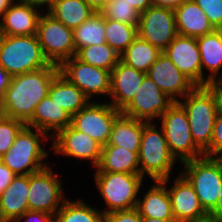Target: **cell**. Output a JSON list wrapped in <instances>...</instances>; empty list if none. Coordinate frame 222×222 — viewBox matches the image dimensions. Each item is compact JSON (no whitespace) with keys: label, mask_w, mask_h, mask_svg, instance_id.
Listing matches in <instances>:
<instances>
[{"label":"cell","mask_w":222,"mask_h":222,"mask_svg":"<svg viewBox=\"0 0 222 222\" xmlns=\"http://www.w3.org/2000/svg\"><path fill=\"white\" fill-rule=\"evenodd\" d=\"M59 72V66L50 64L36 71L13 76L4 92L0 114L26 124L38 103L48 95L50 85Z\"/></svg>","instance_id":"cell-1"},{"label":"cell","mask_w":222,"mask_h":222,"mask_svg":"<svg viewBox=\"0 0 222 222\" xmlns=\"http://www.w3.org/2000/svg\"><path fill=\"white\" fill-rule=\"evenodd\" d=\"M50 65L37 35H0V66L12 77Z\"/></svg>","instance_id":"cell-2"},{"label":"cell","mask_w":222,"mask_h":222,"mask_svg":"<svg viewBox=\"0 0 222 222\" xmlns=\"http://www.w3.org/2000/svg\"><path fill=\"white\" fill-rule=\"evenodd\" d=\"M48 136L39 129L25 125L17 135L13 145L0 157V160L15 175L36 173L48 166L43 160L48 157V152L41 146L42 140L48 139Z\"/></svg>","instance_id":"cell-3"},{"label":"cell","mask_w":222,"mask_h":222,"mask_svg":"<svg viewBox=\"0 0 222 222\" xmlns=\"http://www.w3.org/2000/svg\"><path fill=\"white\" fill-rule=\"evenodd\" d=\"M156 124L144 122L139 149L140 175H148L152 181L170 178L175 157L170 153L162 127L157 130Z\"/></svg>","instance_id":"cell-4"},{"label":"cell","mask_w":222,"mask_h":222,"mask_svg":"<svg viewBox=\"0 0 222 222\" xmlns=\"http://www.w3.org/2000/svg\"><path fill=\"white\" fill-rule=\"evenodd\" d=\"M183 98L178 103L188 115L195 145L204 152L210 146L217 115L215 98L206 86H196Z\"/></svg>","instance_id":"cell-5"},{"label":"cell","mask_w":222,"mask_h":222,"mask_svg":"<svg viewBox=\"0 0 222 222\" xmlns=\"http://www.w3.org/2000/svg\"><path fill=\"white\" fill-rule=\"evenodd\" d=\"M95 184L107 205L104 215L136 208L143 177L140 173L95 172Z\"/></svg>","instance_id":"cell-6"},{"label":"cell","mask_w":222,"mask_h":222,"mask_svg":"<svg viewBox=\"0 0 222 222\" xmlns=\"http://www.w3.org/2000/svg\"><path fill=\"white\" fill-rule=\"evenodd\" d=\"M181 174L192 185L203 209L209 213L219 199L222 189V157L202 156L183 162Z\"/></svg>","instance_id":"cell-7"},{"label":"cell","mask_w":222,"mask_h":222,"mask_svg":"<svg viewBox=\"0 0 222 222\" xmlns=\"http://www.w3.org/2000/svg\"><path fill=\"white\" fill-rule=\"evenodd\" d=\"M160 120L168 148L176 160L183 163L204 156L194 143L188 115L178 102L165 111Z\"/></svg>","instance_id":"cell-8"},{"label":"cell","mask_w":222,"mask_h":222,"mask_svg":"<svg viewBox=\"0 0 222 222\" xmlns=\"http://www.w3.org/2000/svg\"><path fill=\"white\" fill-rule=\"evenodd\" d=\"M36 35L50 64L60 66L65 60L76 56L73 30L48 12L40 16Z\"/></svg>","instance_id":"cell-9"},{"label":"cell","mask_w":222,"mask_h":222,"mask_svg":"<svg viewBox=\"0 0 222 222\" xmlns=\"http://www.w3.org/2000/svg\"><path fill=\"white\" fill-rule=\"evenodd\" d=\"M58 176L50 166L29 175V210L56 215L65 200ZM62 200V201H61Z\"/></svg>","instance_id":"cell-10"},{"label":"cell","mask_w":222,"mask_h":222,"mask_svg":"<svg viewBox=\"0 0 222 222\" xmlns=\"http://www.w3.org/2000/svg\"><path fill=\"white\" fill-rule=\"evenodd\" d=\"M137 32L141 39L163 52L178 35L174 10L150 6L140 13Z\"/></svg>","instance_id":"cell-11"},{"label":"cell","mask_w":222,"mask_h":222,"mask_svg":"<svg viewBox=\"0 0 222 222\" xmlns=\"http://www.w3.org/2000/svg\"><path fill=\"white\" fill-rule=\"evenodd\" d=\"M120 113L110 103L93 101L72 115L71 126L104 146L109 140L113 122Z\"/></svg>","instance_id":"cell-12"},{"label":"cell","mask_w":222,"mask_h":222,"mask_svg":"<svg viewBox=\"0 0 222 222\" xmlns=\"http://www.w3.org/2000/svg\"><path fill=\"white\" fill-rule=\"evenodd\" d=\"M59 71L90 100L92 95H110L111 71L84 63L76 56L65 60Z\"/></svg>","instance_id":"cell-13"},{"label":"cell","mask_w":222,"mask_h":222,"mask_svg":"<svg viewBox=\"0 0 222 222\" xmlns=\"http://www.w3.org/2000/svg\"><path fill=\"white\" fill-rule=\"evenodd\" d=\"M174 103L148 75H145L138 93L121 113L139 121L153 122L154 118L159 119Z\"/></svg>","instance_id":"cell-14"},{"label":"cell","mask_w":222,"mask_h":222,"mask_svg":"<svg viewBox=\"0 0 222 222\" xmlns=\"http://www.w3.org/2000/svg\"><path fill=\"white\" fill-rule=\"evenodd\" d=\"M52 149L58 154L90 160L96 168L101 159L102 145L70 125L53 136Z\"/></svg>","instance_id":"cell-15"},{"label":"cell","mask_w":222,"mask_h":222,"mask_svg":"<svg viewBox=\"0 0 222 222\" xmlns=\"http://www.w3.org/2000/svg\"><path fill=\"white\" fill-rule=\"evenodd\" d=\"M148 75L153 82L174 102H178V97H184L191 92L196 85L187 78L162 52L158 59L148 69Z\"/></svg>","instance_id":"cell-16"},{"label":"cell","mask_w":222,"mask_h":222,"mask_svg":"<svg viewBox=\"0 0 222 222\" xmlns=\"http://www.w3.org/2000/svg\"><path fill=\"white\" fill-rule=\"evenodd\" d=\"M163 52L196 86H202L201 58L196 38L177 35Z\"/></svg>","instance_id":"cell-17"},{"label":"cell","mask_w":222,"mask_h":222,"mask_svg":"<svg viewBox=\"0 0 222 222\" xmlns=\"http://www.w3.org/2000/svg\"><path fill=\"white\" fill-rule=\"evenodd\" d=\"M168 188L172 212L177 222H196L208 217L189 181L180 173Z\"/></svg>","instance_id":"cell-18"},{"label":"cell","mask_w":222,"mask_h":222,"mask_svg":"<svg viewBox=\"0 0 222 222\" xmlns=\"http://www.w3.org/2000/svg\"><path fill=\"white\" fill-rule=\"evenodd\" d=\"M145 75L120 60L111 71L110 104L122 111L138 93Z\"/></svg>","instance_id":"cell-19"},{"label":"cell","mask_w":222,"mask_h":222,"mask_svg":"<svg viewBox=\"0 0 222 222\" xmlns=\"http://www.w3.org/2000/svg\"><path fill=\"white\" fill-rule=\"evenodd\" d=\"M1 16L0 35L26 36L37 34L40 13L27 0H17Z\"/></svg>","instance_id":"cell-20"},{"label":"cell","mask_w":222,"mask_h":222,"mask_svg":"<svg viewBox=\"0 0 222 222\" xmlns=\"http://www.w3.org/2000/svg\"><path fill=\"white\" fill-rule=\"evenodd\" d=\"M72 115L53 101L47 95L38 103L32 118L26 123L27 126L39 129L48 135V131H53L49 137L55 136L60 130L71 125Z\"/></svg>","instance_id":"cell-21"},{"label":"cell","mask_w":222,"mask_h":222,"mask_svg":"<svg viewBox=\"0 0 222 222\" xmlns=\"http://www.w3.org/2000/svg\"><path fill=\"white\" fill-rule=\"evenodd\" d=\"M29 175H16L0 195V215L15 222L29 210Z\"/></svg>","instance_id":"cell-22"},{"label":"cell","mask_w":222,"mask_h":222,"mask_svg":"<svg viewBox=\"0 0 222 222\" xmlns=\"http://www.w3.org/2000/svg\"><path fill=\"white\" fill-rule=\"evenodd\" d=\"M178 35L198 38L215 30L204 11L192 0L175 10Z\"/></svg>","instance_id":"cell-23"},{"label":"cell","mask_w":222,"mask_h":222,"mask_svg":"<svg viewBox=\"0 0 222 222\" xmlns=\"http://www.w3.org/2000/svg\"><path fill=\"white\" fill-rule=\"evenodd\" d=\"M170 178L156 181L146 192L143 199H138L136 209L141 217L155 219H175L172 212L167 183ZM166 186V187H165Z\"/></svg>","instance_id":"cell-24"},{"label":"cell","mask_w":222,"mask_h":222,"mask_svg":"<svg viewBox=\"0 0 222 222\" xmlns=\"http://www.w3.org/2000/svg\"><path fill=\"white\" fill-rule=\"evenodd\" d=\"M196 40L200 50L202 86H206L207 82L219 78L216 75L222 69V29H215ZM203 68L209 70L210 75L205 77Z\"/></svg>","instance_id":"cell-25"},{"label":"cell","mask_w":222,"mask_h":222,"mask_svg":"<svg viewBox=\"0 0 222 222\" xmlns=\"http://www.w3.org/2000/svg\"><path fill=\"white\" fill-rule=\"evenodd\" d=\"M138 153L121 146L104 145L95 172L140 173Z\"/></svg>","instance_id":"cell-26"},{"label":"cell","mask_w":222,"mask_h":222,"mask_svg":"<svg viewBox=\"0 0 222 222\" xmlns=\"http://www.w3.org/2000/svg\"><path fill=\"white\" fill-rule=\"evenodd\" d=\"M48 95L71 115L86 107L90 99L60 72L53 79Z\"/></svg>","instance_id":"cell-27"},{"label":"cell","mask_w":222,"mask_h":222,"mask_svg":"<svg viewBox=\"0 0 222 222\" xmlns=\"http://www.w3.org/2000/svg\"><path fill=\"white\" fill-rule=\"evenodd\" d=\"M144 121L120 113L114 120L107 145L139 151Z\"/></svg>","instance_id":"cell-28"},{"label":"cell","mask_w":222,"mask_h":222,"mask_svg":"<svg viewBox=\"0 0 222 222\" xmlns=\"http://www.w3.org/2000/svg\"><path fill=\"white\" fill-rule=\"evenodd\" d=\"M48 13L72 30L95 14L84 0H58Z\"/></svg>","instance_id":"cell-29"},{"label":"cell","mask_w":222,"mask_h":222,"mask_svg":"<svg viewBox=\"0 0 222 222\" xmlns=\"http://www.w3.org/2000/svg\"><path fill=\"white\" fill-rule=\"evenodd\" d=\"M162 51L137 36L131 45L120 55V60L138 71L147 73Z\"/></svg>","instance_id":"cell-30"},{"label":"cell","mask_w":222,"mask_h":222,"mask_svg":"<svg viewBox=\"0 0 222 222\" xmlns=\"http://www.w3.org/2000/svg\"><path fill=\"white\" fill-rule=\"evenodd\" d=\"M73 35L76 53L83 47L106 43L105 17L101 13L95 12L73 30Z\"/></svg>","instance_id":"cell-31"},{"label":"cell","mask_w":222,"mask_h":222,"mask_svg":"<svg viewBox=\"0 0 222 222\" xmlns=\"http://www.w3.org/2000/svg\"><path fill=\"white\" fill-rule=\"evenodd\" d=\"M55 222H104V214L82 200L66 199L56 212Z\"/></svg>","instance_id":"cell-32"},{"label":"cell","mask_w":222,"mask_h":222,"mask_svg":"<svg viewBox=\"0 0 222 222\" xmlns=\"http://www.w3.org/2000/svg\"><path fill=\"white\" fill-rule=\"evenodd\" d=\"M76 57L84 63L108 71H112L120 61V54L107 43L83 47L76 53Z\"/></svg>","instance_id":"cell-33"},{"label":"cell","mask_w":222,"mask_h":222,"mask_svg":"<svg viewBox=\"0 0 222 222\" xmlns=\"http://www.w3.org/2000/svg\"><path fill=\"white\" fill-rule=\"evenodd\" d=\"M137 27L105 18V41L121 55L138 36Z\"/></svg>","instance_id":"cell-34"},{"label":"cell","mask_w":222,"mask_h":222,"mask_svg":"<svg viewBox=\"0 0 222 222\" xmlns=\"http://www.w3.org/2000/svg\"><path fill=\"white\" fill-rule=\"evenodd\" d=\"M101 14L109 20L129 25L139 24L140 13L127 0H109Z\"/></svg>","instance_id":"cell-35"},{"label":"cell","mask_w":222,"mask_h":222,"mask_svg":"<svg viewBox=\"0 0 222 222\" xmlns=\"http://www.w3.org/2000/svg\"><path fill=\"white\" fill-rule=\"evenodd\" d=\"M26 124L0 114V157L13 145L17 135Z\"/></svg>","instance_id":"cell-36"},{"label":"cell","mask_w":222,"mask_h":222,"mask_svg":"<svg viewBox=\"0 0 222 222\" xmlns=\"http://www.w3.org/2000/svg\"><path fill=\"white\" fill-rule=\"evenodd\" d=\"M206 14L215 29H222V0H192Z\"/></svg>","instance_id":"cell-37"},{"label":"cell","mask_w":222,"mask_h":222,"mask_svg":"<svg viewBox=\"0 0 222 222\" xmlns=\"http://www.w3.org/2000/svg\"><path fill=\"white\" fill-rule=\"evenodd\" d=\"M203 153L208 157H222V113L216 115L210 146Z\"/></svg>","instance_id":"cell-38"},{"label":"cell","mask_w":222,"mask_h":222,"mask_svg":"<svg viewBox=\"0 0 222 222\" xmlns=\"http://www.w3.org/2000/svg\"><path fill=\"white\" fill-rule=\"evenodd\" d=\"M104 222H141V216L136 208L114 211L104 215Z\"/></svg>","instance_id":"cell-39"},{"label":"cell","mask_w":222,"mask_h":222,"mask_svg":"<svg viewBox=\"0 0 222 222\" xmlns=\"http://www.w3.org/2000/svg\"><path fill=\"white\" fill-rule=\"evenodd\" d=\"M55 222V215L48 214L42 211L27 210L15 222Z\"/></svg>","instance_id":"cell-40"},{"label":"cell","mask_w":222,"mask_h":222,"mask_svg":"<svg viewBox=\"0 0 222 222\" xmlns=\"http://www.w3.org/2000/svg\"><path fill=\"white\" fill-rule=\"evenodd\" d=\"M206 87L215 98L217 113H222V78L207 82Z\"/></svg>","instance_id":"cell-41"},{"label":"cell","mask_w":222,"mask_h":222,"mask_svg":"<svg viewBox=\"0 0 222 222\" xmlns=\"http://www.w3.org/2000/svg\"><path fill=\"white\" fill-rule=\"evenodd\" d=\"M16 175L0 160V195Z\"/></svg>","instance_id":"cell-42"},{"label":"cell","mask_w":222,"mask_h":222,"mask_svg":"<svg viewBox=\"0 0 222 222\" xmlns=\"http://www.w3.org/2000/svg\"><path fill=\"white\" fill-rule=\"evenodd\" d=\"M188 0H152V6L170 8L175 10Z\"/></svg>","instance_id":"cell-43"},{"label":"cell","mask_w":222,"mask_h":222,"mask_svg":"<svg viewBox=\"0 0 222 222\" xmlns=\"http://www.w3.org/2000/svg\"><path fill=\"white\" fill-rule=\"evenodd\" d=\"M12 76L0 66V104L5 90L10 85Z\"/></svg>","instance_id":"cell-44"},{"label":"cell","mask_w":222,"mask_h":222,"mask_svg":"<svg viewBox=\"0 0 222 222\" xmlns=\"http://www.w3.org/2000/svg\"><path fill=\"white\" fill-rule=\"evenodd\" d=\"M218 196H219V199L215 207L208 213V217L222 222V189L220 190Z\"/></svg>","instance_id":"cell-45"},{"label":"cell","mask_w":222,"mask_h":222,"mask_svg":"<svg viewBox=\"0 0 222 222\" xmlns=\"http://www.w3.org/2000/svg\"><path fill=\"white\" fill-rule=\"evenodd\" d=\"M139 13L146 11L152 6V0H127Z\"/></svg>","instance_id":"cell-46"},{"label":"cell","mask_w":222,"mask_h":222,"mask_svg":"<svg viewBox=\"0 0 222 222\" xmlns=\"http://www.w3.org/2000/svg\"><path fill=\"white\" fill-rule=\"evenodd\" d=\"M96 13H101L109 0H84Z\"/></svg>","instance_id":"cell-47"},{"label":"cell","mask_w":222,"mask_h":222,"mask_svg":"<svg viewBox=\"0 0 222 222\" xmlns=\"http://www.w3.org/2000/svg\"><path fill=\"white\" fill-rule=\"evenodd\" d=\"M28 2H30L33 6L37 7V8H41L42 6H46L47 4V9L48 11L50 10V8L58 1V0H27Z\"/></svg>","instance_id":"cell-48"},{"label":"cell","mask_w":222,"mask_h":222,"mask_svg":"<svg viewBox=\"0 0 222 222\" xmlns=\"http://www.w3.org/2000/svg\"><path fill=\"white\" fill-rule=\"evenodd\" d=\"M15 0H0V17L9 9Z\"/></svg>","instance_id":"cell-49"},{"label":"cell","mask_w":222,"mask_h":222,"mask_svg":"<svg viewBox=\"0 0 222 222\" xmlns=\"http://www.w3.org/2000/svg\"><path fill=\"white\" fill-rule=\"evenodd\" d=\"M141 222H177V221L175 219H155V218L141 217Z\"/></svg>","instance_id":"cell-50"},{"label":"cell","mask_w":222,"mask_h":222,"mask_svg":"<svg viewBox=\"0 0 222 222\" xmlns=\"http://www.w3.org/2000/svg\"><path fill=\"white\" fill-rule=\"evenodd\" d=\"M196 222H220L219 220L213 219V218H209L207 217L206 219L200 220V221H196Z\"/></svg>","instance_id":"cell-51"},{"label":"cell","mask_w":222,"mask_h":222,"mask_svg":"<svg viewBox=\"0 0 222 222\" xmlns=\"http://www.w3.org/2000/svg\"><path fill=\"white\" fill-rule=\"evenodd\" d=\"M0 222H12L6 218H3L1 215H0Z\"/></svg>","instance_id":"cell-52"}]
</instances>
